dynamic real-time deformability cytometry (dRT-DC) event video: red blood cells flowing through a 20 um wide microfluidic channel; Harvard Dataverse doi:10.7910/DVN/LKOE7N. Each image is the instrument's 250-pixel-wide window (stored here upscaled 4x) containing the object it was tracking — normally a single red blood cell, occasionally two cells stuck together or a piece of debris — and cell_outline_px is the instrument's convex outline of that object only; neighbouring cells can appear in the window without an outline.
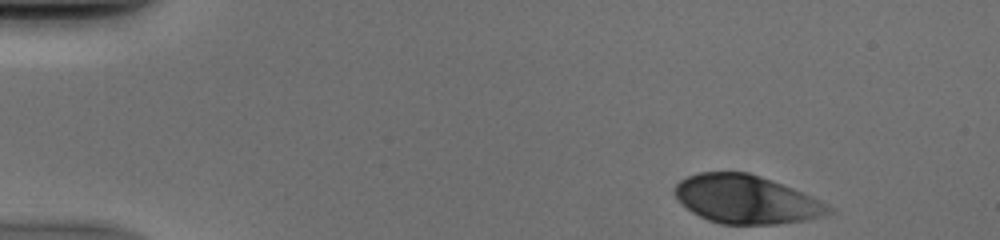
{"species": "human", "species_latin": "Homo sapiens", "temperature_condition": "cold", "stored_images_in_passage": 46, "camera_frame_rate_fps": 3000, "um_per_image_px": 0.085, "donor": {"sex": "male"}, "frame": {"image": 1, "passage_image": 1, "time_ms": 0.0, "image_size_px": [1000, 240], "cell_outline_px": [[832, 212], [824, 216], [804, 220], [776, 224], [720, 224], [708, 220], [692, 212], [680, 204], [672, 192], [672, 188], [680, 180], [688, 176], [700, 172], [748, 172], [772, 180], [792, 188], [832, 208]], "centroid_in_image_um": [63.33, 16.95], "position_along_channel_um": 21.7, "area_um2": 43.12}}
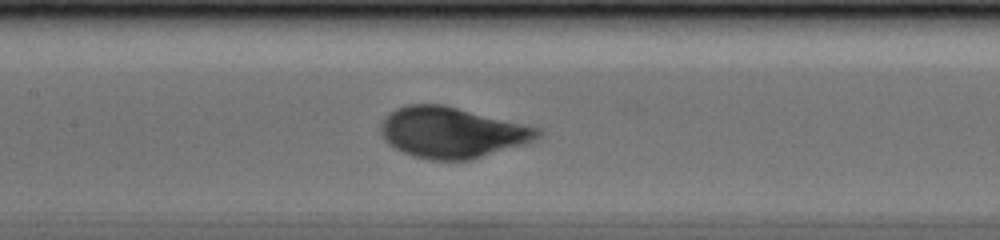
{"frame": {"image": 2, "passage_image": 20, "time_ms": 6.333, "image_size_px": [1000, 240], "cell_outline_px": [[544, 132], [540, 136], [524, 144], [472, 160], [428, 160], [412, 156], [388, 144], [384, 140], [380, 132], [380, 124], [396, 108], [408, 104], [440, 104], [540, 128]], "centroid_in_image_um": [38.4, 11.28], "position_along_channel_um": 169.0, "area_um2": 46.12}}
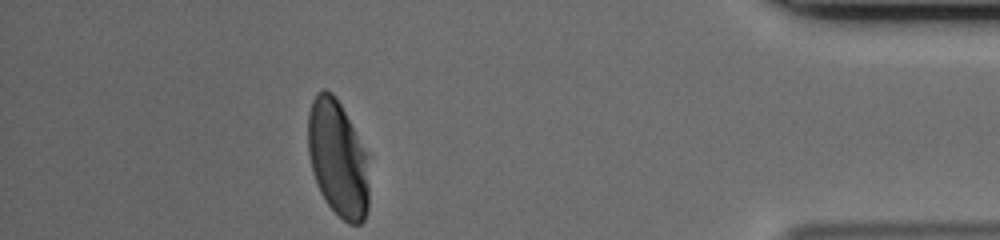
{"frame": {"image": 3, "passage_image": 41, "time_ms": 13.333, "image_size_px": [1000, 240], "cell_outline_px": [[368, 212], [364, 220], [360, 224], [348, 224], [324, 200], [316, 184], [312, 172], [308, 152], [308, 112], [312, 100], [316, 92], [324, 88], [332, 92], [336, 96], [364, 152], [368, 188]], "centroid_in_image_um": [28.66, 13.48], "position_along_channel_um": 406.5, "area_um2": 40.81}}